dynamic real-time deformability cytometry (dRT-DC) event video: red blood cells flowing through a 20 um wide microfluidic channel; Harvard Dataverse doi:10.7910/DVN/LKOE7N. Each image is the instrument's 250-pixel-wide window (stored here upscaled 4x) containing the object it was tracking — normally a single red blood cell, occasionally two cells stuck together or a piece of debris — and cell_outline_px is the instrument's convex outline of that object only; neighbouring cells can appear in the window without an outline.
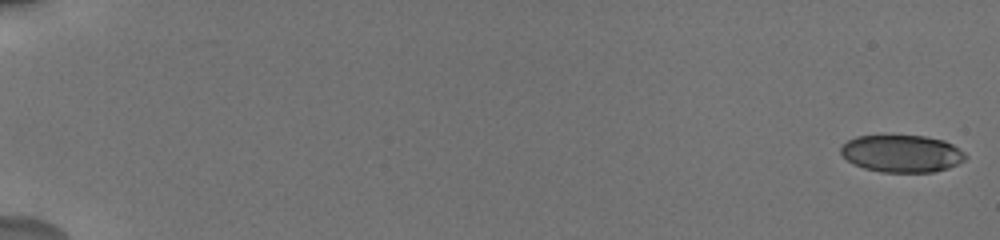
{"species": "human", "species_latin": "Homo sapiens", "temperature_condition": "cold", "stored_images_in_passage": 23, "camera_frame_rate_fps": 3000, "um_per_image_px": 0.085, "donor": {"sex": "male"}, "frame": {"image": 1, "passage_image": 1, "time_ms": 0.0, "image_size_px": [1000, 240], "cell_outline_px": [[968, 156], [964, 160], [948, 168], [932, 172], [880, 172], [864, 168], [848, 160], [840, 152], [840, 148], [848, 140], [856, 136], [924, 136], [944, 140], [952, 144], [964, 152]], "centroid_in_image_um": [76.67, 13.05], "position_along_channel_um": 8.3, "area_um2": 26.88}}
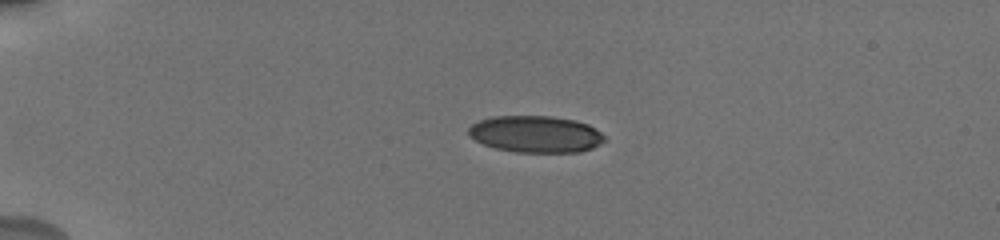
{"frame": {"image": 2, "passage_image": 19, "time_ms": 4.667, "image_size_px": [1000, 240], "cell_outline_px": [[604, 140], [592, 148], [580, 152], [516, 152], [496, 148], [484, 144], [468, 136], [468, 128], [472, 124], [480, 120], [492, 116], [552, 116], [576, 120], [588, 124], [596, 128], [604, 136]], "centroid_in_image_um": [45.52, 11.39], "position_along_channel_um": 39.5, "area_um2": 29.13}}
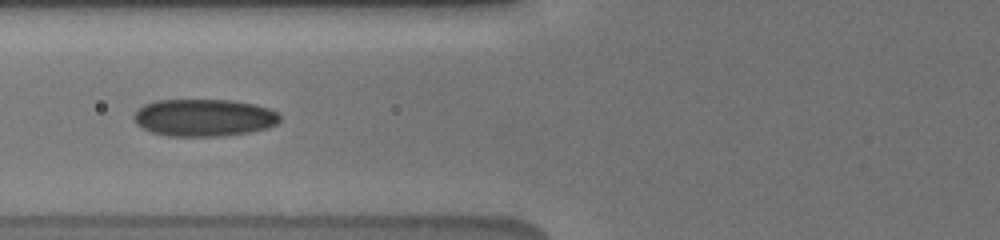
{"frame": {"image": 3, "passage_image": 22, "time_ms": 8.0, "image_size_px": [1000, 240], "cell_outline_px": [[280, 120], [276, 124], [268, 128], [248, 132], [220, 136], [168, 136], [152, 132], [136, 124], [132, 116], [144, 104], [156, 100], [232, 100], [256, 104], [268, 108], [276, 112], [280, 116]], "centroid_in_image_um": [17.34, 9.99], "position_along_channel_um": 108.5, "area_um2": 31.73}}